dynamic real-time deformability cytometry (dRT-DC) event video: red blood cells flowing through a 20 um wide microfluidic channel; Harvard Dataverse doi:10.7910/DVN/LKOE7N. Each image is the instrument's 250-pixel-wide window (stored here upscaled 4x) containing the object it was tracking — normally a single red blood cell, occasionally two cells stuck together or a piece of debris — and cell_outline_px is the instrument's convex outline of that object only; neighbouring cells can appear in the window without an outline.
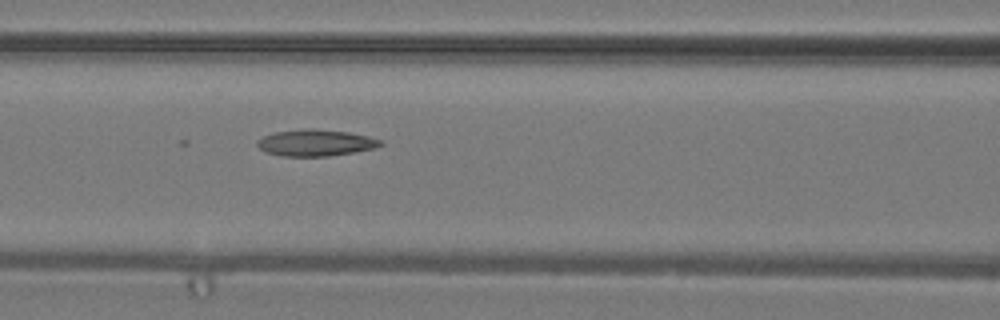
{"species": "common noctule bat (a hibernating species)", "species_latin": "Nyctalus noctula", "temperature_condition": "warm", "stored_images_in_passage": 33, "camera_frame_rate_fps": 3000, "um_per_image_px": 0.085, "animal": {"sex": "male", "body_mass_g": 19.2, "forearm_length_mm": 51.8}, "frame": {"image": 1, "passage_image": 11, "time_ms": 3.333, "image_size_px": [1000, 320], "cell_outline_px": [[384, 144], [376, 148], [356, 152], [328, 156], [280, 156], [264, 152], [256, 144], [256, 140], [260, 136], [276, 132], [308, 128], [312, 128], [348, 132], [368, 136], [384, 140]], "centroid_in_image_um": [26.83, 12.14], "position_along_channel_um": 139.8, "area_um2": 19.36}}
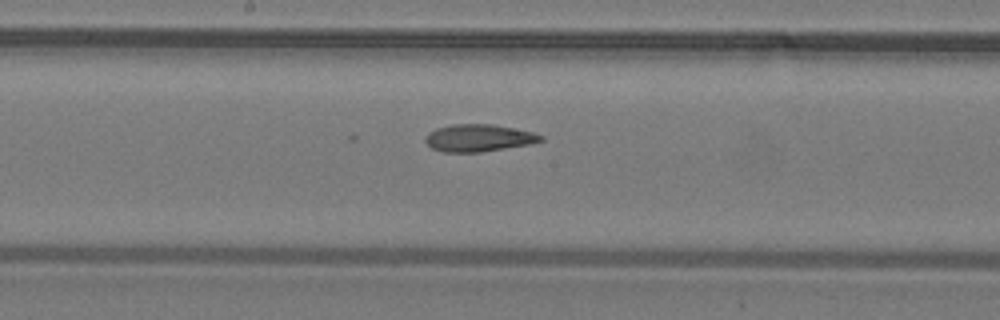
{"frame": {"image": 2, "passage_image": 15, "time_ms": 4.667, "image_size_px": [1000, 320], "cell_outline_px": [[544, 140], [532, 144], [480, 152], [444, 152], [432, 148], [424, 140], [424, 136], [428, 132], [436, 128], [452, 124], [492, 124], [532, 132], [544, 136]], "centroid_in_image_um": [40.67, 11.72], "position_along_channel_um": 207.5, "area_um2": 18.38}}
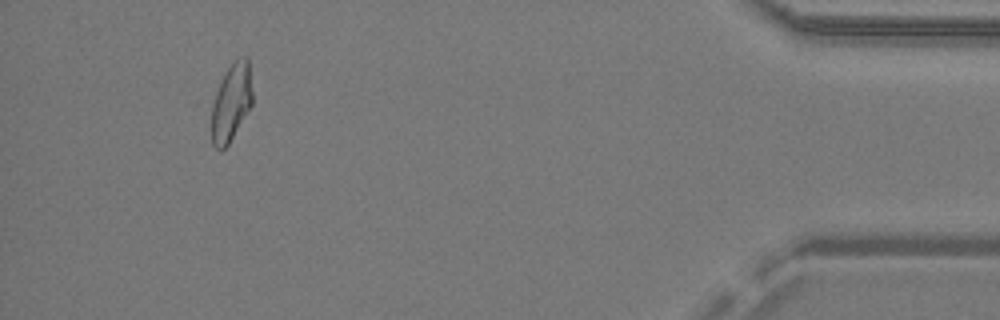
{"frame": {"image": 3, "passage_image": 31, "time_ms": 10.0, "image_size_px": [1000, 320], "cell_outline_px": [[252, 104], [228, 144], [220, 152], [212, 144], [208, 100], [224, 72], [236, 60], [244, 56], [248, 56], [252, 92]], "centroid_in_image_um": [19.56, 8.71], "position_along_channel_um": 415.6, "area_um2": 19.36}}